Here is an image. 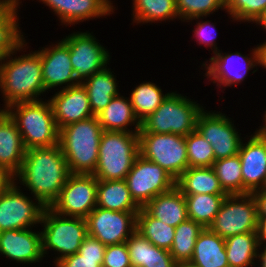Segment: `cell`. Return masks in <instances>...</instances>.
<instances>
[{"instance_id": "6da1fadb", "label": "cell", "mask_w": 266, "mask_h": 267, "mask_svg": "<svg viewBox=\"0 0 266 267\" xmlns=\"http://www.w3.org/2000/svg\"><path fill=\"white\" fill-rule=\"evenodd\" d=\"M69 175L67 161L61 146L57 144L26 150L21 169L15 175V182L29 189L33 200L37 199L45 207H51Z\"/></svg>"}, {"instance_id": "7a4b0ae2", "label": "cell", "mask_w": 266, "mask_h": 267, "mask_svg": "<svg viewBox=\"0 0 266 267\" xmlns=\"http://www.w3.org/2000/svg\"><path fill=\"white\" fill-rule=\"evenodd\" d=\"M26 46L24 40L0 62V92L5 109L17 102L43 100L40 96L46 93L42 80L40 54L36 50L33 52L31 50L27 54L16 56L17 52L25 50Z\"/></svg>"}, {"instance_id": "3957f363", "label": "cell", "mask_w": 266, "mask_h": 267, "mask_svg": "<svg viewBox=\"0 0 266 267\" xmlns=\"http://www.w3.org/2000/svg\"><path fill=\"white\" fill-rule=\"evenodd\" d=\"M103 131L96 116L60 129L59 145L70 174L94 173Z\"/></svg>"}, {"instance_id": "277c9868", "label": "cell", "mask_w": 266, "mask_h": 267, "mask_svg": "<svg viewBox=\"0 0 266 267\" xmlns=\"http://www.w3.org/2000/svg\"><path fill=\"white\" fill-rule=\"evenodd\" d=\"M5 111L16 123L26 150L59 144L60 130L49 100L13 103Z\"/></svg>"}, {"instance_id": "5b68a950", "label": "cell", "mask_w": 266, "mask_h": 267, "mask_svg": "<svg viewBox=\"0 0 266 267\" xmlns=\"http://www.w3.org/2000/svg\"><path fill=\"white\" fill-rule=\"evenodd\" d=\"M172 92L161 105L141 122L138 133L178 134L186 136L196 130L197 118L203 110L197 101Z\"/></svg>"}, {"instance_id": "8992f818", "label": "cell", "mask_w": 266, "mask_h": 267, "mask_svg": "<svg viewBox=\"0 0 266 267\" xmlns=\"http://www.w3.org/2000/svg\"><path fill=\"white\" fill-rule=\"evenodd\" d=\"M138 155V133L103 131L93 175L97 180H124Z\"/></svg>"}, {"instance_id": "52a82bcc", "label": "cell", "mask_w": 266, "mask_h": 267, "mask_svg": "<svg viewBox=\"0 0 266 267\" xmlns=\"http://www.w3.org/2000/svg\"><path fill=\"white\" fill-rule=\"evenodd\" d=\"M40 225L43 227L42 254L46 257L48 249L56 252L54 264L77 253L88 235L86 218L63 216L50 207L45 208Z\"/></svg>"}, {"instance_id": "ba28073f", "label": "cell", "mask_w": 266, "mask_h": 267, "mask_svg": "<svg viewBox=\"0 0 266 267\" xmlns=\"http://www.w3.org/2000/svg\"><path fill=\"white\" fill-rule=\"evenodd\" d=\"M139 155L158 164L175 180L188 169L185 136L178 134L138 133Z\"/></svg>"}, {"instance_id": "9c48e42d", "label": "cell", "mask_w": 266, "mask_h": 267, "mask_svg": "<svg viewBox=\"0 0 266 267\" xmlns=\"http://www.w3.org/2000/svg\"><path fill=\"white\" fill-rule=\"evenodd\" d=\"M257 203L252 193L226 195L219 212L208 227L226 239L257 231Z\"/></svg>"}, {"instance_id": "30bf717a", "label": "cell", "mask_w": 266, "mask_h": 267, "mask_svg": "<svg viewBox=\"0 0 266 267\" xmlns=\"http://www.w3.org/2000/svg\"><path fill=\"white\" fill-rule=\"evenodd\" d=\"M125 180L132 199L140 208L176 186V180L165 169L141 155L135 158Z\"/></svg>"}, {"instance_id": "8fae6325", "label": "cell", "mask_w": 266, "mask_h": 267, "mask_svg": "<svg viewBox=\"0 0 266 267\" xmlns=\"http://www.w3.org/2000/svg\"><path fill=\"white\" fill-rule=\"evenodd\" d=\"M97 186L93 174H70L50 208L63 216L86 218L97 207Z\"/></svg>"}, {"instance_id": "7c38bea8", "label": "cell", "mask_w": 266, "mask_h": 267, "mask_svg": "<svg viewBox=\"0 0 266 267\" xmlns=\"http://www.w3.org/2000/svg\"><path fill=\"white\" fill-rule=\"evenodd\" d=\"M91 33L77 31L62 39L70 50L74 76L79 83L104 69L111 59L109 51Z\"/></svg>"}, {"instance_id": "4fadbf2b", "label": "cell", "mask_w": 266, "mask_h": 267, "mask_svg": "<svg viewBox=\"0 0 266 267\" xmlns=\"http://www.w3.org/2000/svg\"><path fill=\"white\" fill-rule=\"evenodd\" d=\"M19 188L15 182L0 194V232L33 228L34 224H41L46 207L37 199L34 202Z\"/></svg>"}, {"instance_id": "5bb4252c", "label": "cell", "mask_w": 266, "mask_h": 267, "mask_svg": "<svg viewBox=\"0 0 266 267\" xmlns=\"http://www.w3.org/2000/svg\"><path fill=\"white\" fill-rule=\"evenodd\" d=\"M230 119L220 111L212 112L204 108L197 118L196 130L212 145L215 160L239 153L243 140Z\"/></svg>"}, {"instance_id": "9a60e30c", "label": "cell", "mask_w": 266, "mask_h": 267, "mask_svg": "<svg viewBox=\"0 0 266 267\" xmlns=\"http://www.w3.org/2000/svg\"><path fill=\"white\" fill-rule=\"evenodd\" d=\"M138 212H119L96 207L87 217L88 235L105 246L125 243L136 231Z\"/></svg>"}, {"instance_id": "2e32d148", "label": "cell", "mask_w": 266, "mask_h": 267, "mask_svg": "<svg viewBox=\"0 0 266 267\" xmlns=\"http://www.w3.org/2000/svg\"><path fill=\"white\" fill-rule=\"evenodd\" d=\"M251 51L250 54L243 55L238 51L223 53L219 50L208 60L209 63L208 61L202 63L201 66L206 68L203 76L211 78L212 83L217 84V88L225 89L224 87L241 84L246 79L247 73L259 66L257 46ZM241 64L244 65L243 68Z\"/></svg>"}, {"instance_id": "e0dca14e", "label": "cell", "mask_w": 266, "mask_h": 267, "mask_svg": "<svg viewBox=\"0 0 266 267\" xmlns=\"http://www.w3.org/2000/svg\"><path fill=\"white\" fill-rule=\"evenodd\" d=\"M55 43L37 50L42 64V80L47 92L58 86L62 90L79 84L74 76L68 46L62 40Z\"/></svg>"}, {"instance_id": "ac0fdd59", "label": "cell", "mask_w": 266, "mask_h": 267, "mask_svg": "<svg viewBox=\"0 0 266 267\" xmlns=\"http://www.w3.org/2000/svg\"><path fill=\"white\" fill-rule=\"evenodd\" d=\"M0 255L20 264L42 261L41 231L36 232L32 228L1 231Z\"/></svg>"}, {"instance_id": "d6986e66", "label": "cell", "mask_w": 266, "mask_h": 267, "mask_svg": "<svg viewBox=\"0 0 266 267\" xmlns=\"http://www.w3.org/2000/svg\"><path fill=\"white\" fill-rule=\"evenodd\" d=\"M58 129L93 117L86 88L82 83L60 89L48 99Z\"/></svg>"}, {"instance_id": "ffe728a7", "label": "cell", "mask_w": 266, "mask_h": 267, "mask_svg": "<svg viewBox=\"0 0 266 267\" xmlns=\"http://www.w3.org/2000/svg\"><path fill=\"white\" fill-rule=\"evenodd\" d=\"M249 137L247 142L242 141L238 153L242 170V194L260 190L266 178V140L256 132Z\"/></svg>"}, {"instance_id": "44dd1931", "label": "cell", "mask_w": 266, "mask_h": 267, "mask_svg": "<svg viewBox=\"0 0 266 267\" xmlns=\"http://www.w3.org/2000/svg\"><path fill=\"white\" fill-rule=\"evenodd\" d=\"M38 1V0H37ZM48 6L62 23L75 25L90 19L105 17L114 13L116 7L111 0H39Z\"/></svg>"}, {"instance_id": "7402d4cb", "label": "cell", "mask_w": 266, "mask_h": 267, "mask_svg": "<svg viewBox=\"0 0 266 267\" xmlns=\"http://www.w3.org/2000/svg\"><path fill=\"white\" fill-rule=\"evenodd\" d=\"M25 154L26 148L17 125L5 111L0 116V165L16 175Z\"/></svg>"}, {"instance_id": "603a6c76", "label": "cell", "mask_w": 266, "mask_h": 267, "mask_svg": "<svg viewBox=\"0 0 266 267\" xmlns=\"http://www.w3.org/2000/svg\"><path fill=\"white\" fill-rule=\"evenodd\" d=\"M96 117L104 131L138 133L141 129V122L133 110L130 98L121 94L113 97ZM130 126H134V130Z\"/></svg>"}, {"instance_id": "cb8c5ba5", "label": "cell", "mask_w": 266, "mask_h": 267, "mask_svg": "<svg viewBox=\"0 0 266 267\" xmlns=\"http://www.w3.org/2000/svg\"><path fill=\"white\" fill-rule=\"evenodd\" d=\"M143 209L151 217L173 227L189 219L186 199L176 186L154 197Z\"/></svg>"}, {"instance_id": "d4e9b609", "label": "cell", "mask_w": 266, "mask_h": 267, "mask_svg": "<svg viewBox=\"0 0 266 267\" xmlns=\"http://www.w3.org/2000/svg\"><path fill=\"white\" fill-rule=\"evenodd\" d=\"M132 267H177L170 251L153 245L135 231L126 241Z\"/></svg>"}, {"instance_id": "484cf974", "label": "cell", "mask_w": 266, "mask_h": 267, "mask_svg": "<svg viewBox=\"0 0 266 267\" xmlns=\"http://www.w3.org/2000/svg\"><path fill=\"white\" fill-rule=\"evenodd\" d=\"M189 263L196 267H229L225 239L204 228L198 235Z\"/></svg>"}, {"instance_id": "4316f807", "label": "cell", "mask_w": 266, "mask_h": 267, "mask_svg": "<svg viewBox=\"0 0 266 267\" xmlns=\"http://www.w3.org/2000/svg\"><path fill=\"white\" fill-rule=\"evenodd\" d=\"M21 3L20 0H0V62L25 40L17 14Z\"/></svg>"}, {"instance_id": "83f0119b", "label": "cell", "mask_w": 266, "mask_h": 267, "mask_svg": "<svg viewBox=\"0 0 266 267\" xmlns=\"http://www.w3.org/2000/svg\"><path fill=\"white\" fill-rule=\"evenodd\" d=\"M107 66L99 72L94 73L82 82L86 88L90 107L94 116L102 111L112 100L120 94L116 75Z\"/></svg>"}, {"instance_id": "f1b7e54d", "label": "cell", "mask_w": 266, "mask_h": 267, "mask_svg": "<svg viewBox=\"0 0 266 267\" xmlns=\"http://www.w3.org/2000/svg\"><path fill=\"white\" fill-rule=\"evenodd\" d=\"M176 187L183 195H227L212 167H189L176 179Z\"/></svg>"}, {"instance_id": "f546056e", "label": "cell", "mask_w": 266, "mask_h": 267, "mask_svg": "<svg viewBox=\"0 0 266 267\" xmlns=\"http://www.w3.org/2000/svg\"><path fill=\"white\" fill-rule=\"evenodd\" d=\"M97 207L119 212H139L126 180H98Z\"/></svg>"}, {"instance_id": "4dcf8cb0", "label": "cell", "mask_w": 266, "mask_h": 267, "mask_svg": "<svg viewBox=\"0 0 266 267\" xmlns=\"http://www.w3.org/2000/svg\"><path fill=\"white\" fill-rule=\"evenodd\" d=\"M259 246L256 232L226 238L225 251L229 267H256Z\"/></svg>"}, {"instance_id": "1f68e13d", "label": "cell", "mask_w": 266, "mask_h": 267, "mask_svg": "<svg viewBox=\"0 0 266 267\" xmlns=\"http://www.w3.org/2000/svg\"><path fill=\"white\" fill-rule=\"evenodd\" d=\"M133 23L147 24L178 18L175 0H132Z\"/></svg>"}, {"instance_id": "d6a6232c", "label": "cell", "mask_w": 266, "mask_h": 267, "mask_svg": "<svg viewBox=\"0 0 266 267\" xmlns=\"http://www.w3.org/2000/svg\"><path fill=\"white\" fill-rule=\"evenodd\" d=\"M136 231L153 245L170 251L174 241L175 227L151 217L143 208L137 214Z\"/></svg>"}, {"instance_id": "836d02e7", "label": "cell", "mask_w": 266, "mask_h": 267, "mask_svg": "<svg viewBox=\"0 0 266 267\" xmlns=\"http://www.w3.org/2000/svg\"><path fill=\"white\" fill-rule=\"evenodd\" d=\"M187 203L188 218L208 228L226 197V195L195 194L184 195Z\"/></svg>"}, {"instance_id": "e575fe53", "label": "cell", "mask_w": 266, "mask_h": 267, "mask_svg": "<svg viewBox=\"0 0 266 267\" xmlns=\"http://www.w3.org/2000/svg\"><path fill=\"white\" fill-rule=\"evenodd\" d=\"M170 93L163 94L162 89L150 81L136 85L129 98L139 121L152 114Z\"/></svg>"}, {"instance_id": "d590c367", "label": "cell", "mask_w": 266, "mask_h": 267, "mask_svg": "<svg viewBox=\"0 0 266 267\" xmlns=\"http://www.w3.org/2000/svg\"><path fill=\"white\" fill-rule=\"evenodd\" d=\"M203 229L200 224L190 219L175 227V236L170 254L177 264L188 263L191 260L195 242Z\"/></svg>"}, {"instance_id": "8d00e7d4", "label": "cell", "mask_w": 266, "mask_h": 267, "mask_svg": "<svg viewBox=\"0 0 266 267\" xmlns=\"http://www.w3.org/2000/svg\"><path fill=\"white\" fill-rule=\"evenodd\" d=\"M212 168L227 195L242 194V170L238 154L215 160Z\"/></svg>"}, {"instance_id": "74e56055", "label": "cell", "mask_w": 266, "mask_h": 267, "mask_svg": "<svg viewBox=\"0 0 266 267\" xmlns=\"http://www.w3.org/2000/svg\"><path fill=\"white\" fill-rule=\"evenodd\" d=\"M188 168L212 167L215 155L212 145L207 142L197 130L185 136Z\"/></svg>"}, {"instance_id": "f35d334b", "label": "cell", "mask_w": 266, "mask_h": 267, "mask_svg": "<svg viewBox=\"0 0 266 267\" xmlns=\"http://www.w3.org/2000/svg\"><path fill=\"white\" fill-rule=\"evenodd\" d=\"M266 11V0H226V12L234 21L257 23Z\"/></svg>"}, {"instance_id": "ab89813d", "label": "cell", "mask_w": 266, "mask_h": 267, "mask_svg": "<svg viewBox=\"0 0 266 267\" xmlns=\"http://www.w3.org/2000/svg\"><path fill=\"white\" fill-rule=\"evenodd\" d=\"M177 15L182 22L207 17L219 9L226 11V0H175Z\"/></svg>"}, {"instance_id": "60d3db41", "label": "cell", "mask_w": 266, "mask_h": 267, "mask_svg": "<svg viewBox=\"0 0 266 267\" xmlns=\"http://www.w3.org/2000/svg\"><path fill=\"white\" fill-rule=\"evenodd\" d=\"M204 17H197V18H193L190 19L186 22H192L193 20H197L196 22V28L192 31L194 32L193 37H195V39H197L196 42H198V44H204L206 45L205 47H211L213 54L217 53L219 51V47H217V43H216V35L217 30L215 29L216 25L211 23L210 20L207 21H200V19H203Z\"/></svg>"}, {"instance_id": "b9f144b4", "label": "cell", "mask_w": 266, "mask_h": 267, "mask_svg": "<svg viewBox=\"0 0 266 267\" xmlns=\"http://www.w3.org/2000/svg\"><path fill=\"white\" fill-rule=\"evenodd\" d=\"M102 267H132L126 242L106 246Z\"/></svg>"}, {"instance_id": "7bdbcfd3", "label": "cell", "mask_w": 266, "mask_h": 267, "mask_svg": "<svg viewBox=\"0 0 266 267\" xmlns=\"http://www.w3.org/2000/svg\"><path fill=\"white\" fill-rule=\"evenodd\" d=\"M106 246L95 237L87 235L82 242L78 253L84 258L104 259Z\"/></svg>"}, {"instance_id": "ee69618b", "label": "cell", "mask_w": 266, "mask_h": 267, "mask_svg": "<svg viewBox=\"0 0 266 267\" xmlns=\"http://www.w3.org/2000/svg\"><path fill=\"white\" fill-rule=\"evenodd\" d=\"M103 259L84 258L78 252L58 261L55 267H102Z\"/></svg>"}, {"instance_id": "f6af8a7d", "label": "cell", "mask_w": 266, "mask_h": 267, "mask_svg": "<svg viewBox=\"0 0 266 267\" xmlns=\"http://www.w3.org/2000/svg\"><path fill=\"white\" fill-rule=\"evenodd\" d=\"M13 183H15V175L0 165V194L4 193Z\"/></svg>"}, {"instance_id": "bcb514c9", "label": "cell", "mask_w": 266, "mask_h": 267, "mask_svg": "<svg viewBox=\"0 0 266 267\" xmlns=\"http://www.w3.org/2000/svg\"><path fill=\"white\" fill-rule=\"evenodd\" d=\"M252 194L256 199L258 217H266V191L257 190Z\"/></svg>"}, {"instance_id": "7dc6e473", "label": "cell", "mask_w": 266, "mask_h": 267, "mask_svg": "<svg viewBox=\"0 0 266 267\" xmlns=\"http://www.w3.org/2000/svg\"><path fill=\"white\" fill-rule=\"evenodd\" d=\"M257 237L260 245H266V217H258Z\"/></svg>"}, {"instance_id": "c3c4849f", "label": "cell", "mask_w": 266, "mask_h": 267, "mask_svg": "<svg viewBox=\"0 0 266 267\" xmlns=\"http://www.w3.org/2000/svg\"><path fill=\"white\" fill-rule=\"evenodd\" d=\"M258 49V62H259V67L261 66L262 68L266 69V40L262 44L257 45Z\"/></svg>"}, {"instance_id": "681fc988", "label": "cell", "mask_w": 266, "mask_h": 267, "mask_svg": "<svg viewBox=\"0 0 266 267\" xmlns=\"http://www.w3.org/2000/svg\"><path fill=\"white\" fill-rule=\"evenodd\" d=\"M257 259H259V260H257L258 261L257 262L258 267H266V245H260L259 246Z\"/></svg>"}, {"instance_id": "f907efd6", "label": "cell", "mask_w": 266, "mask_h": 267, "mask_svg": "<svg viewBox=\"0 0 266 267\" xmlns=\"http://www.w3.org/2000/svg\"><path fill=\"white\" fill-rule=\"evenodd\" d=\"M263 121L264 122L262 126H259V128L256 129V133L263 139L266 140V111H265V114L263 116Z\"/></svg>"}, {"instance_id": "816d5d0a", "label": "cell", "mask_w": 266, "mask_h": 267, "mask_svg": "<svg viewBox=\"0 0 266 267\" xmlns=\"http://www.w3.org/2000/svg\"><path fill=\"white\" fill-rule=\"evenodd\" d=\"M256 24L257 25H260L266 31V11L263 14V16L258 20V22Z\"/></svg>"}, {"instance_id": "f5cc1de1", "label": "cell", "mask_w": 266, "mask_h": 267, "mask_svg": "<svg viewBox=\"0 0 266 267\" xmlns=\"http://www.w3.org/2000/svg\"><path fill=\"white\" fill-rule=\"evenodd\" d=\"M177 267H196V266H194L188 262V263H180L177 265Z\"/></svg>"}, {"instance_id": "db71d44e", "label": "cell", "mask_w": 266, "mask_h": 267, "mask_svg": "<svg viewBox=\"0 0 266 267\" xmlns=\"http://www.w3.org/2000/svg\"><path fill=\"white\" fill-rule=\"evenodd\" d=\"M260 190L266 191V178H265V181H264L262 188Z\"/></svg>"}, {"instance_id": "11a10c76", "label": "cell", "mask_w": 266, "mask_h": 267, "mask_svg": "<svg viewBox=\"0 0 266 267\" xmlns=\"http://www.w3.org/2000/svg\"><path fill=\"white\" fill-rule=\"evenodd\" d=\"M5 112V108L3 107V109L0 108V116Z\"/></svg>"}]
</instances>
